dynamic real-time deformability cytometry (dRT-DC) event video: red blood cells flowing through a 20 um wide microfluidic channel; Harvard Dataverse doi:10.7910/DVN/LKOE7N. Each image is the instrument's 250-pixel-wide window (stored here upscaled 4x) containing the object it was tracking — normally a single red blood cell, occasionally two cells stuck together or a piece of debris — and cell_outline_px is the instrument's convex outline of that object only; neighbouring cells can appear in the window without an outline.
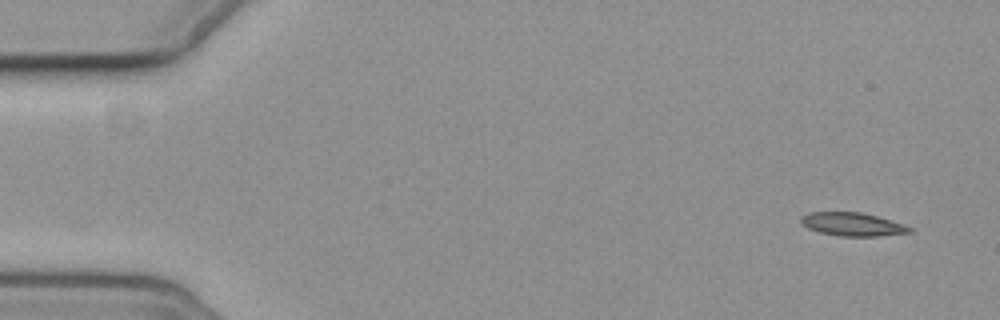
{"species": "common noctule bat (a hibernating species)", "species_latin": "Nyctalus noctula", "temperature_condition": "cold", "stored_images_in_passage": 5, "camera_frame_rate_fps": 3000, "um_per_image_px": 0.085, "animal": {"sex": "female", "body_mass_g": 19.3, "forearm_length_mm": 54.1}, "frame": {"image": 1, "passage_image": 1, "time_ms": 0.0, "image_size_px": [1000, 320], "cell_outline_px": [[912, 232], [880, 236], [840, 236], [820, 232], [808, 228], [800, 220], [800, 216], [812, 212], [860, 212], [876, 216], [912, 228]], "centroid_in_image_um": [72.43, 19.07], "position_along_channel_um": 12.6, "area_um2": 14.45}}
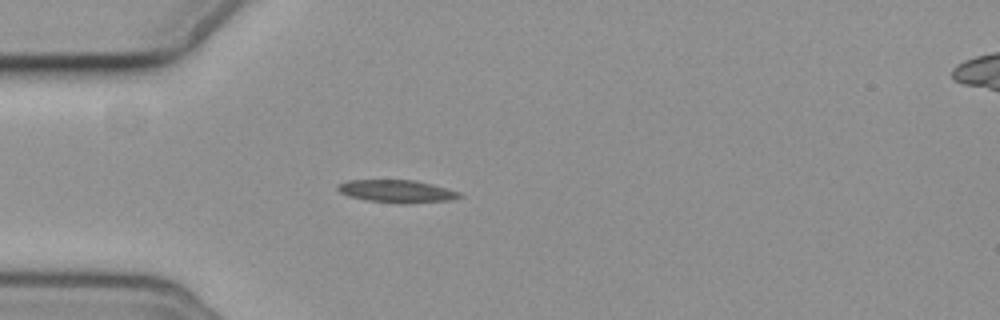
{"frame": {"image": 2, "passage_image": 5, "time_ms": 4.333, "image_size_px": [1000, 320], "cell_outline_px": [[464, 196], [448, 200], [408, 204], [400, 204], [368, 200], [348, 196], [340, 192], [336, 188], [340, 184], [348, 180], [412, 180], [432, 184], [460, 192]], "centroid_in_image_um": [33.75, 16.26], "position_along_channel_um": 51.3, "area_um2": 16.01}}